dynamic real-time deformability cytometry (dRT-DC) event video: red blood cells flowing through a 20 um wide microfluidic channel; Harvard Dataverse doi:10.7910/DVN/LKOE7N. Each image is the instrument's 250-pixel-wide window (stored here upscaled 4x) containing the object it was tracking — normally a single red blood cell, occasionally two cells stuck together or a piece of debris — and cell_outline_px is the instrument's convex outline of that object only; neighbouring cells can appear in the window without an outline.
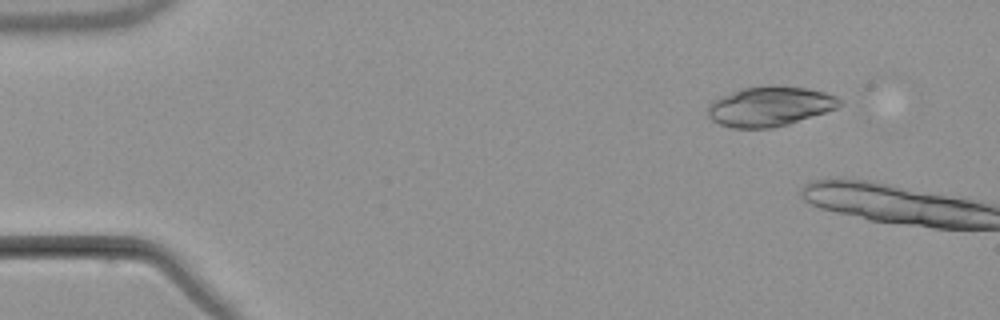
{"species": "common noctule bat (a hibernating species)", "species_latin": "Nyctalus noctula", "temperature_condition": "warm", "stored_images_in_passage": 3, "camera_frame_rate_fps": 3000, "um_per_image_px": 0.085, "animal": {"sex": "male", "body_mass_g": 21.5, "forearm_length_mm": 52.0}, "frame": {"image": 1, "passage_image": 2, "time_ms": 1.333, "image_size_px": [1000, 320], "cell_outline_px": [[844, 104], [836, 108], [788, 124], [772, 128], [732, 128], [720, 124], [712, 120], [708, 116], [708, 104], [712, 100], [720, 96], [744, 88], [768, 84], [772, 84], [808, 88], [824, 92], [836, 96]], "centroid_in_image_um": [65.42, 9.02], "position_along_channel_um": 19.6, "area_um2": 30.69}}